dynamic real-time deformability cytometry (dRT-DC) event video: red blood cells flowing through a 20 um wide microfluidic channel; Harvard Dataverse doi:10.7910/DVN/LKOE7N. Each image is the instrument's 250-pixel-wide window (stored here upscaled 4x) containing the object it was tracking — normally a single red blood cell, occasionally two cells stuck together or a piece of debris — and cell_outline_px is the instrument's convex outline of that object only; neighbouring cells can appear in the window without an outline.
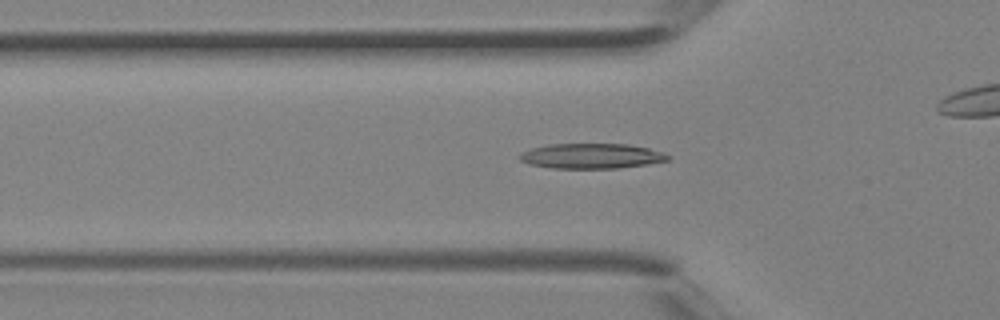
{"species": "Egyptian fruit bat (a non-hibernating species)", "species_latin": "Rousettus aegyptiacus", "temperature_condition": "room temperature", "stored_images_in_passage": 5, "camera_frame_rate_fps": 3000, "um_per_image_px": 0.085, "animal": {"sex": "female"}, "frame": {"image": 1, "passage_image": 5, "time_ms": 1.333, "image_size_px": [1000, 320], "cell_outline_px": [[672, 156], [668, 160], [648, 164], [620, 168], [552, 168], [528, 164], [520, 160], [520, 152], [532, 148], [548, 144], [628, 144], [648, 148], [664, 152]], "centroid_in_image_um": [50.29, 13.26], "position_along_channel_um": 75.5, "area_um2": 21.79}}